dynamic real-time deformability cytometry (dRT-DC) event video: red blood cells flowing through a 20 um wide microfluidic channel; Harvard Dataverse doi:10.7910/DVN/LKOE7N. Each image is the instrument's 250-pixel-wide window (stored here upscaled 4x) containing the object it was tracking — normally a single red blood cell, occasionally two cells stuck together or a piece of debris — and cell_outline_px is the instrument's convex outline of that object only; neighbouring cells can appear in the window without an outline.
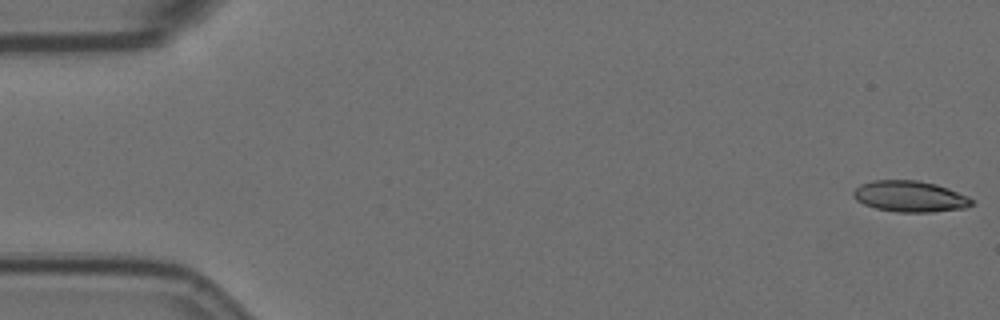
{"species": "Egyptian fruit bat (a non-hibernating species)", "species_latin": "Rousettus aegyptiacus", "temperature_condition": "room temperature", "stored_images_in_passage": 17, "camera_frame_rate_fps": 3000, "um_per_image_px": 0.085, "animal": {"sex": "female"}, "frame": {"image": 1, "passage_image": 1, "time_ms": 0.0, "image_size_px": [1000, 320], "cell_outline_px": [[976, 200], [968, 208], [932, 212], [896, 212], [876, 208], [864, 204], [856, 200], [852, 196], [852, 192], [860, 184], [872, 180], [916, 180], [936, 184], [948, 188], [968, 196]], "centroid_in_image_um": [77.36, 16.7], "position_along_channel_um": 7.6, "area_um2": 21.68}}